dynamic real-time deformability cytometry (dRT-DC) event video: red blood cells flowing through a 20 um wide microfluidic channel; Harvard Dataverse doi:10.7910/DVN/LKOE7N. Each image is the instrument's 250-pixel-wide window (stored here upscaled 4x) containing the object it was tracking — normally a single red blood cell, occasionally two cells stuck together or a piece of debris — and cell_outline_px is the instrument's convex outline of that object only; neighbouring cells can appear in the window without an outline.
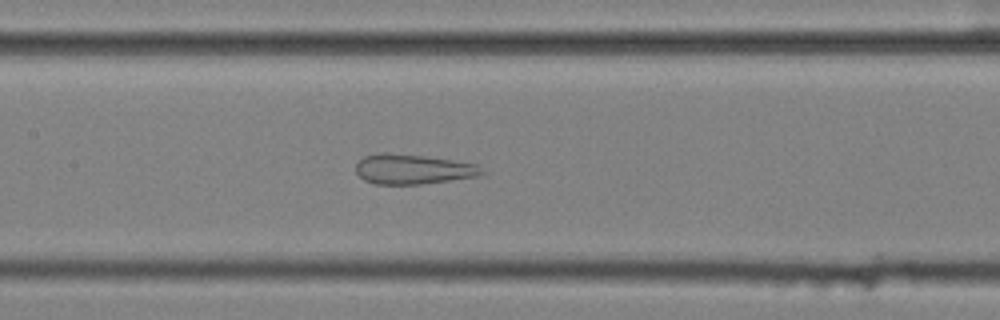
{"species": "common noctule bat (a hibernating species)", "species_latin": "Nyctalus noctula", "temperature_condition": "cold", "stored_images_in_passage": 46, "camera_frame_rate_fps": 3000, "um_per_image_px": 0.085, "animal": {"sex": "female", "body_mass_g": 25.1}, "frame": {"image": 1, "passage_image": 16, "time_ms": 5.0, "image_size_px": [1000, 320], "cell_outline_px": [[488, 172], [480, 176], [452, 180], [420, 184], [376, 184], [364, 180], [356, 172], [356, 164], [364, 156], [384, 152], [424, 156], [452, 160], [476, 164]], "centroid_in_image_um": [35.13, 14.38], "position_along_channel_um": 172.3, "area_um2": 21.96}}
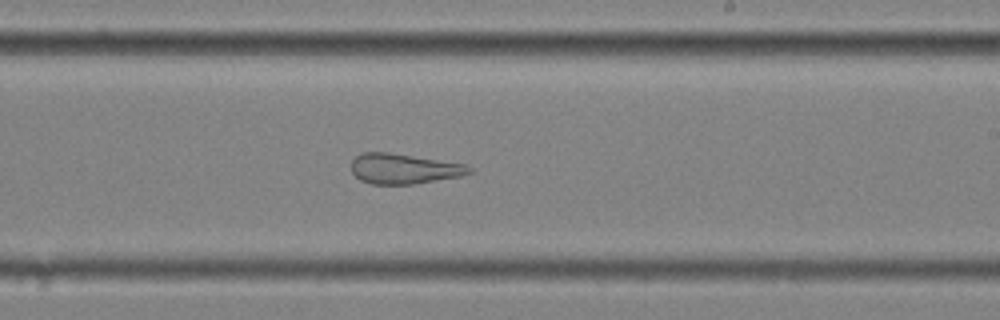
{"frame": {"image": 2, "passage_image": 23, "time_ms": 7.333, "image_size_px": [1000, 320], "cell_outline_px": [[472, 172], [460, 176], [412, 184], [372, 184], [360, 180], [352, 172], [352, 160], [360, 152], [388, 152], [468, 164], [472, 168]], "centroid_in_image_um": [34.33, 14.33], "position_along_channel_um": 254.7, "area_um2": 20.75}}
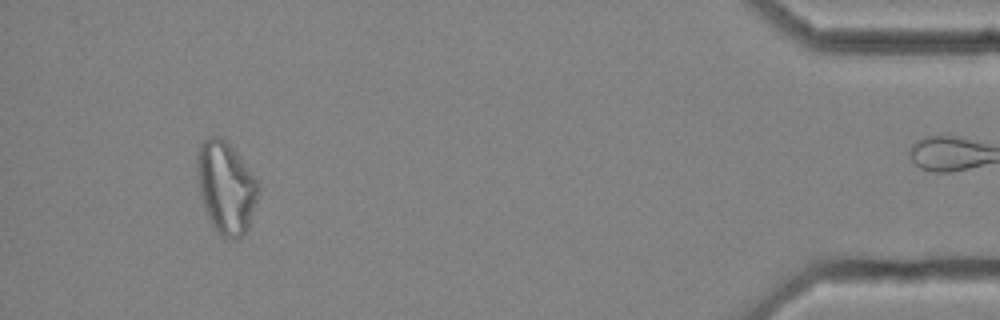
{"frame": {"image": 3, "passage_image": 42, "time_ms": 13.667, "image_size_px": [1000, 320], "cell_outline_px": [[256, 200], [248, 228], [240, 236], [232, 240], [220, 236], [216, 232], [208, 220], [200, 196], [196, 176], [196, 156], [200, 144], [208, 136], [220, 136], [232, 148], [256, 180]], "centroid_in_image_um": [19.12, 15.95], "position_along_channel_um": 416.1, "area_um2": 32.43}, "authors_computed_cell_mechanics": {"area_um2": 27.0215, "velocity_mm_per_s": 3.5361, "shape_relaxation_time_tau1_ms": null, "shape_relaxation_time_tau2_ms": 1.4727, "deformation_change_tau1": null, "deformation_change_tau2": 0.1098}}